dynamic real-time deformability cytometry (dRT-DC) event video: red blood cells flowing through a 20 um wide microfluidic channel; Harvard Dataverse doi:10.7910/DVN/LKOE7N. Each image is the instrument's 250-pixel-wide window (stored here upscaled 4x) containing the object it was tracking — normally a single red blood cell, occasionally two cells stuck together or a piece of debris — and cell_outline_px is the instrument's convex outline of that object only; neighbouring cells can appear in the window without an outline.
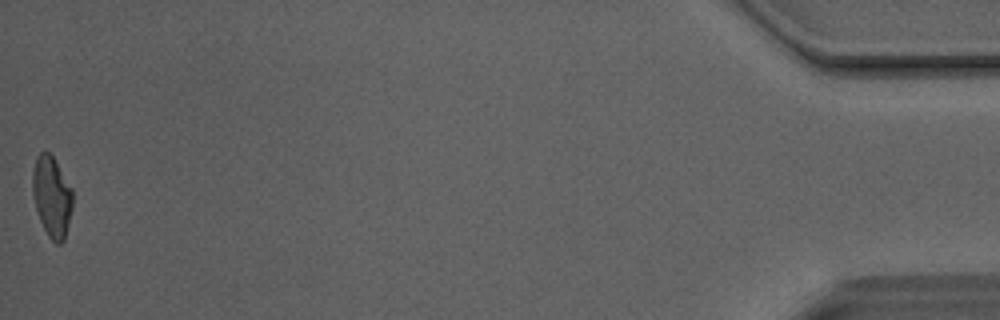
{"species": "Egyptian fruit bat (a non-hibernating species)", "species_latin": "Rousettus aegyptiacus", "temperature_condition": "room temperature", "stored_images_in_passage": 44, "camera_frame_rate_fps": 3000, "um_per_image_px": 0.085, "animal": {"sex": "male"}, "frame": {"image": 1, "passage_image": 44, "time_ms": 14.333, "image_size_px": [1000, 320], "cell_outline_px": [[72, 208], [64, 240], [60, 244], [56, 244], [48, 236], [40, 220], [36, 208], [32, 192], [32, 172], [36, 156], [40, 152], [48, 152], [52, 156], [72, 188]], "centroid_in_image_um": [4.39, 16.71], "position_along_channel_um": 430.8, "area_um2": 18.73}, "authors_computed_cell_mechanics": {"area_um2": 19.5942, "velocity_mm_per_s": 4.1482, "shape_relaxation_time_tau1_ms": 9.9235, "shape_relaxation_time_tau2_ms": 2.6111, "deformation_change_tau1": 0.2515, "deformation_change_tau2": 0.107}}